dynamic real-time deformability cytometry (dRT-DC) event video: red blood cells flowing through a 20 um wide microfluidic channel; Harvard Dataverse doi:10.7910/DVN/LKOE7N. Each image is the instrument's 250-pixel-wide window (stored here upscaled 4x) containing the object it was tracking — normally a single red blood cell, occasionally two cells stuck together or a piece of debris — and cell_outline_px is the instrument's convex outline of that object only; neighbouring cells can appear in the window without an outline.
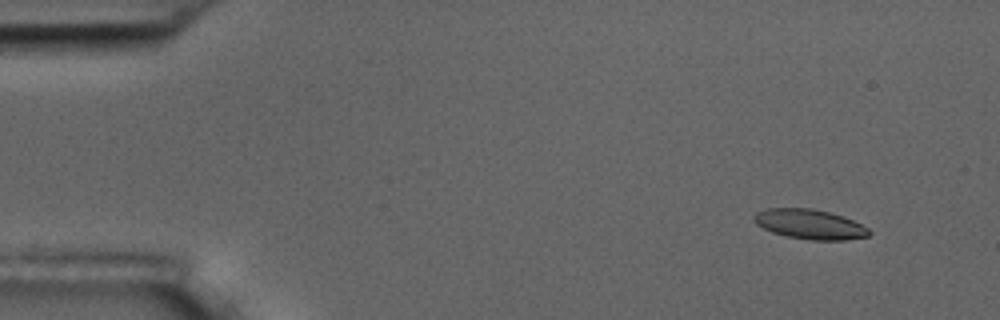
{"species": "common noctule bat (a hibernating species)", "species_latin": "Nyctalus noctula", "temperature_condition": "room temperature", "stored_images_in_passage": 5, "camera_frame_rate_fps": 3000, "um_per_image_px": 0.085, "animal": {"sex": "male", "body_mass_g": 17.5, "forearm_length_mm": 52.3}, "frame": {"image": 1, "passage_image": 2, "time_ms": 1.333, "image_size_px": [1000, 320], "cell_outline_px": [[872, 232], [868, 236], [844, 240], [812, 240], [788, 236], [772, 232], [756, 224], [752, 220], [752, 216], [756, 212], [768, 208], [812, 208], [844, 216], [868, 228]], "centroid_in_image_um": [68.81, 19.05], "position_along_channel_um": 16.2, "area_um2": 19.94}}
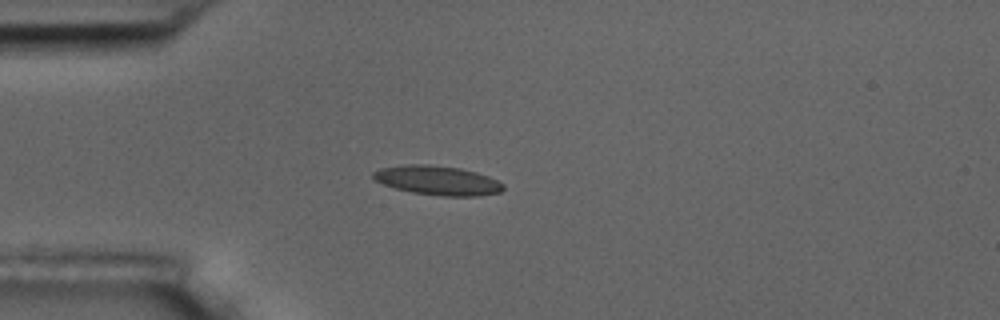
{"frame": {"image": 2, "passage_image": 5, "time_ms": 4.667, "image_size_px": [1000, 320], "cell_outline_px": [[504, 188], [500, 192], [480, 196], [444, 196], [412, 192], [396, 188], [384, 184], [376, 180], [372, 176], [372, 172], [380, 168], [404, 164], [428, 164], [460, 168], [476, 172], [488, 176], [504, 184]], "centroid_in_image_um": [37.2, 15.33], "position_along_channel_um": 47.8, "area_um2": 22.14}}